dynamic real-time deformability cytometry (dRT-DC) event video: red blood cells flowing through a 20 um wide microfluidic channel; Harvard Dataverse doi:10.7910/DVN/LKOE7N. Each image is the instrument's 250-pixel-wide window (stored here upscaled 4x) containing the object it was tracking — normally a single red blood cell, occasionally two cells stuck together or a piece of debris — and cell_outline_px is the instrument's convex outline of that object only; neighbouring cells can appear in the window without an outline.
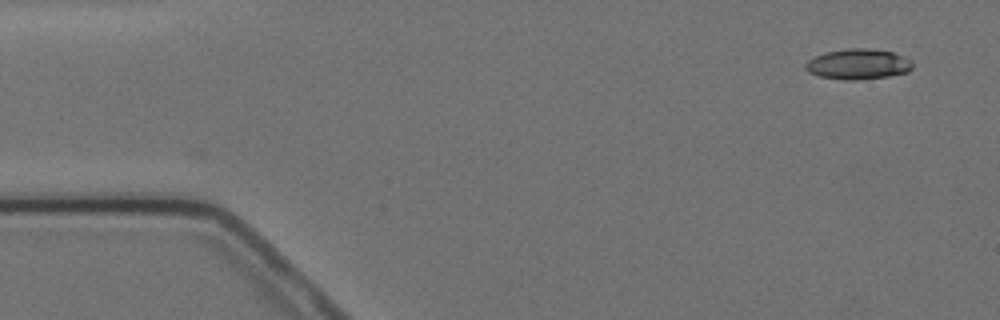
{"species": "Egyptian fruit bat (a non-hibernating species)", "species_latin": "Rousettus aegyptiacus", "temperature_condition": "cold", "stored_images_in_passage": 2, "camera_frame_rate_fps": 3000, "um_per_image_px": 0.085, "animal": {"sex": "female"}, "frame": {"image": 1, "passage_image": 2, "time_ms": 1.333, "image_size_px": [1000, 320], "cell_outline_px": [[912, 68], [908, 72], [888, 76], [856, 80], [844, 80], [820, 76], [808, 72], [804, 68], [804, 64], [808, 60], [824, 52], [852, 48], [864, 48], [892, 52], [912, 60]], "centroid_in_image_um": [72.92, 5.46], "position_along_channel_um": 12.1, "area_um2": 18.9}}